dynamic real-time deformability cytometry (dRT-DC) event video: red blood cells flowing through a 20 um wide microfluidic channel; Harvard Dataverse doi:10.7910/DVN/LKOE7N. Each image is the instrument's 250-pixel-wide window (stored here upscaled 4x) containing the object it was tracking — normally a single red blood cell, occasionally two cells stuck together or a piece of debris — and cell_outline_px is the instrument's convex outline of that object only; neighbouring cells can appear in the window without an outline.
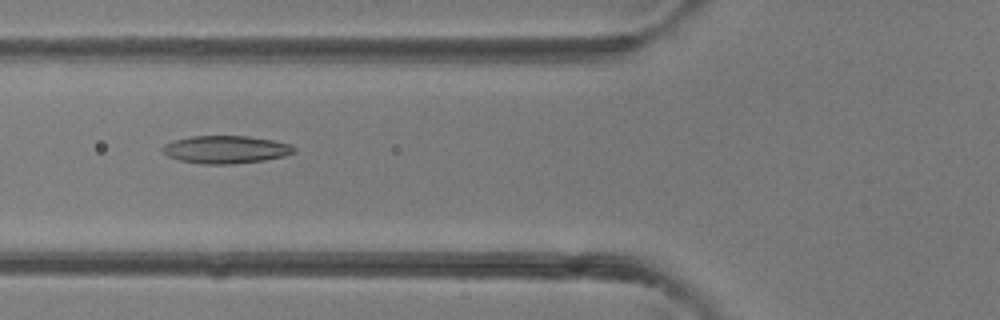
{"species": "common noctule bat (a hibernating species)", "species_latin": "Nyctalus noctula", "temperature_condition": "room temperature", "stored_images_in_passage": 42, "camera_frame_rate_fps": 3000, "um_per_image_px": 0.085, "animal": {"sex": "female"}, "frame": {"image": 1, "passage_image": 16, "time_ms": 5.0, "image_size_px": [1000, 320], "cell_outline_px": [[296, 152], [284, 156], [264, 160], [232, 164], [200, 164], [180, 160], [168, 156], [160, 148], [164, 144], [172, 140], [192, 136], [248, 136], [272, 140], [292, 144], [296, 148]], "centroid_in_image_um": [19.19, 12.7], "position_along_channel_um": 106.6, "area_um2": 21.39}}
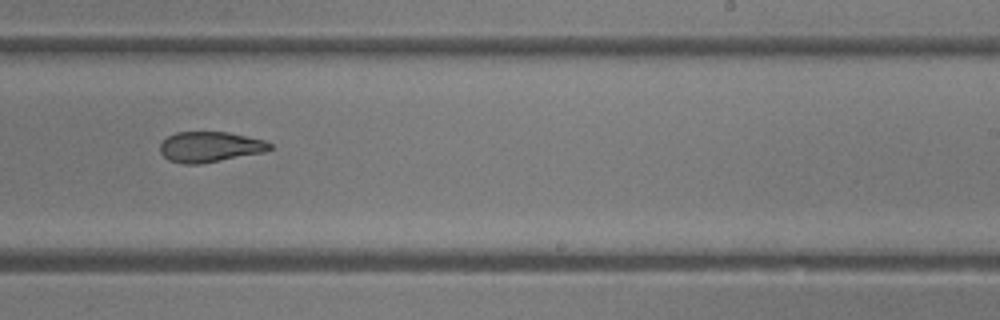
{"frame": {"image": 2, "passage_image": 26, "time_ms": 8.333, "image_size_px": [1000, 320], "cell_outline_px": [[272, 148], [264, 152], [200, 164], [184, 164], [168, 160], [160, 152], [160, 144], [168, 136], [176, 132], [228, 132], [264, 140], [272, 144]], "centroid_in_image_um": [17.83, 12.48], "position_along_channel_um": 271.2, "area_um2": 19.42}}
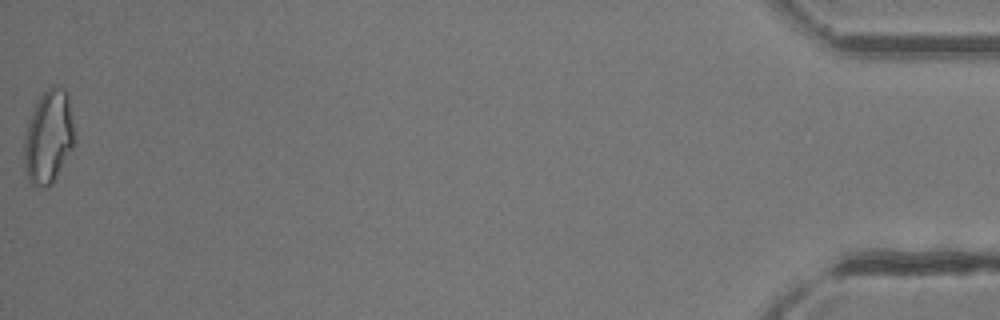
{"frame": {"image": 3, "passage_image": 42, "time_ms": 13.667, "image_size_px": [1000, 320], "cell_outline_px": [[76, 140], [72, 148], [52, 184], [48, 188], [44, 188], [32, 184], [28, 180], [24, 172], [24, 136], [32, 112], [40, 96], [52, 84], [64, 88], [68, 92]], "centroid_in_image_um": [4.13, 11.64], "position_along_channel_um": 431.1, "area_um2": 27.69}}